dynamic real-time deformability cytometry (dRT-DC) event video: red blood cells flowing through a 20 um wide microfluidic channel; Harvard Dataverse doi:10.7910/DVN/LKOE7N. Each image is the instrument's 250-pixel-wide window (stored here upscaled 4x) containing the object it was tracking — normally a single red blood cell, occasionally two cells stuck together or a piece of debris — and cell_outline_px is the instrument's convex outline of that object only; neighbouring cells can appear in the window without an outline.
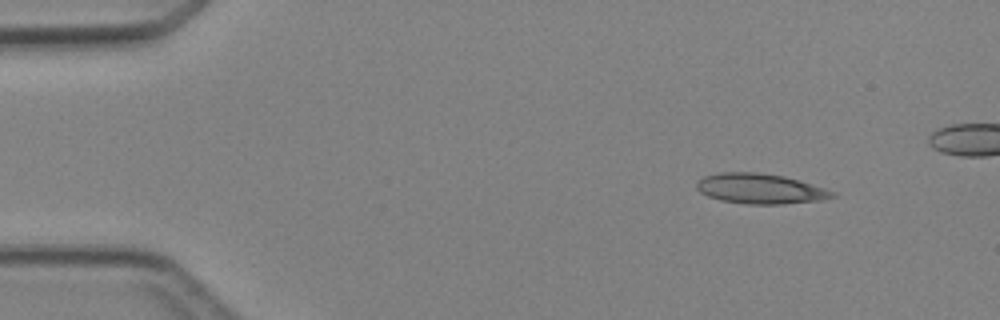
{"species": "Egyptian fruit bat (a non-hibernating species)", "species_latin": "Rousettus aegyptiacus", "temperature_condition": "cold", "stored_images_in_passage": 5, "camera_frame_rate_fps": 3000, "um_per_image_px": 0.085, "animal": {"sex": "female"}, "frame": {"image": 1, "passage_image": 1, "time_ms": 0.0, "image_size_px": [1000, 320], "cell_outline_px": [[836, 196], [820, 200], [784, 204], [744, 204], [720, 200], [708, 196], [700, 192], [696, 188], [696, 180], [704, 176], [720, 172], [760, 172], [784, 176], [800, 180], [836, 192]], "centroid_in_image_um": [64.59, 16.03], "position_along_channel_um": 20.4, "area_um2": 24.04}}